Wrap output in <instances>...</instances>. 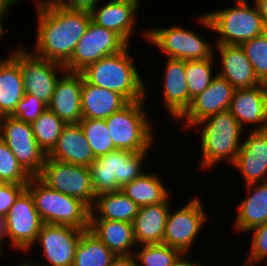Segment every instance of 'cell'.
Returning a JSON list of instances; mask_svg holds the SVG:
<instances>
[{"instance_id":"obj_42","label":"cell","mask_w":267,"mask_h":266,"mask_svg":"<svg viewBox=\"0 0 267 266\" xmlns=\"http://www.w3.org/2000/svg\"><path fill=\"white\" fill-rule=\"evenodd\" d=\"M110 266H138L134 255L116 256Z\"/></svg>"},{"instance_id":"obj_16","label":"cell","mask_w":267,"mask_h":266,"mask_svg":"<svg viewBox=\"0 0 267 266\" xmlns=\"http://www.w3.org/2000/svg\"><path fill=\"white\" fill-rule=\"evenodd\" d=\"M235 88L223 77L216 74L211 84L194 97L189 108L177 120L183 126L192 128L196 123L218 112L229 110Z\"/></svg>"},{"instance_id":"obj_8","label":"cell","mask_w":267,"mask_h":266,"mask_svg":"<svg viewBox=\"0 0 267 266\" xmlns=\"http://www.w3.org/2000/svg\"><path fill=\"white\" fill-rule=\"evenodd\" d=\"M182 26L149 27L142 34L149 44L162 51V54H166V58L184 61L210 58L214 54V44L193 30Z\"/></svg>"},{"instance_id":"obj_17","label":"cell","mask_w":267,"mask_h":266,"mask_svg":"<svg viewBox=\"0 0 267 266\" xmlns=\"http://www.w3.org/2000/svg\"><path fill=\"white\" fill-rule=\"evenodd\" d=\"M232 164L239 170L244 184L267 182V129L249 130ZM261 180V181H260Z\"/></svg>"},{"instance_id":"obj_20","label":"cell","mask_w":267,"mask_h":266,"mask_svg":"<svg viewBox=\"0 0 267 266\" xmlns=\"http://www.w3.org/2000/svg\"><path fill=\"white\" fill-rule=\"evenodd\" d=\"M56 82L48 109L65 124H78L82 120L81 89L83 76L80 72L65 71Z\"/></svg>"},{"instance_id":"obj_18","label":"cell","mask_w":267,"mask_h":266,"mask_svg":"<svg viewBox=\"0 0 267 266\" xmlns=\"http://www.w3.org/2000/svg\"><path fill=\"white\" fill-rule=\"evenodd\" d=\"M139 0H110L103 6L96 4L89 12L91 21L118 34L128 45L136 33ZM98 6V7H97Z\"/></svg>"},{"instance_id":"obj_34","label":"cell","mask_w":267,"mask_h":266,"mask_svg":"<svg viewBox=\"0 0 267 266\" xmlns=\"http://www.w3.org/2000/svg\"><path fill=\"white\" fill-rule=\"evenodd\" d=\"M79 125L95 158L115 150L105 119H82Z\"/></svg>"},{"instance_id":"obj_47","label":"cell","mask_w":267,"mask_h":266,"mask_svg":"<svg viewBox=\"0 0 267 266\" xmlns=\"http://www.w3.org/2000/svg\"><path fill=\"white\" fill-rule=\"evenodd\" d=\"M7 12H0V38H3L4 33L6 32L5 26H3V21H5Z\"/></svg>"},{"instance_id":"obj_25","label":"cell","mask_w":267,"mask_h":266,"mask_svg":"<svg viewBox=\"0 0 267 266\" xmlns=\"http://www.w3.org/2000/svg\"><path fill=\"white\" fill-rule=\"evenodd\" d=\"M170 198L157 205L140 206L133 221L134 238L137 245L163 243Z\"/></svg>"},{"instance_id":"obj_22","label":"cell","mask_w":267,"mask_h":266,"mask_svg":"<svg viewBox=\"0 0 267 266\" xmlns=\"http://www.w3.org/2000/svg\"><path fill=\"white\" fill-rule=\"evenodd\" d=\"M214 54L219 53L218 75L227 80L235 89L251 88L262 83L256 77L252 64L240 45L215 44ZM217 48V49H216Z\"/></svg>"},{"instance_id":"obj_31","label":"cell","mask_w":267,"mask_h":266,"mask_svg":"<svg viewBox=\"0 0 267 266\" xmlns=\"http://www.w3.org/2000/svg\"><path fill=\"white\" fill-rule=\"evenodd\" d=\"M115 257L116 255L88 229L80 237L73 266H110Z\"/></svg>"},{"instance_id":"obj_13","label":"cell","mask_w":267,"mask_h":266,"mask_svg":"<svg viewBox=\"0 0 267 266\" xmlns=\"http://www.w3.org/2000/svg\"><path fill=\"white\" fill-rule=\"evenodd\" d=\"M5 218L9 246L23 254L32 252L43 222L27 189L18 196Z\"/></svg>"},{"instance_id":"obj_43","label":"cell","mask_w":267,"mask_h":266,"mask_svg":"<svg viewBox=\"0 0 267 266\" xmlns=\"http://www.w3.org/2000/svg\"><path fill=\"white\" fill-rule=\"evenodd\" d=\"M187 256H188V253H181L176 258V260L173 262V264L171 266H204V265H201L200 259L199 260L197 259V261L195 262V261H193V259L190 260Z\"/></svg>"},{"instance_id":"obj_5","label":"cell","mask_w":267,"mask_h":266,"mask_svg":"<svg viewBox=\"0 0 267 266\" xmlns=\"http://www.w3.org/2000/svg\"><path fill=\"white\" fill-rule=\"evenodd\" d=\"M26 189L43 223L89 229L91 209L78 198L48 187L38 177H31Z\"/></svg>"},{"instance_id":"obj_9","label":"cell","mask_w":267,"mask_h":266,"mask_svg":"<svg viewBox=\"0 0 267 266\" xmlns=\"http://www.w3.org/2000/svg\"><path fill=\"white\" fill-rule=\"evenodd\" d=\"M37 177L48 187L78 198L90 209L95 203L96 195L93 191L89 167L56 161L47 156L42 171Z\"/></svg>"},{"instance_id":"obj_44","label":"cell","mask_w":267,"mask_h":266,"mask_svg":"<svg viewBox=\"0 0 267 266\" xmlns=\"http://www.w3.org/2000/svg\"><path fill=\"white\" fill-rule=\"evenodd\" d=\"M260 16L262 17L263 25L265 30L267 31V0H253Z\"/></svg>"},{"instance_id":"obj_26","label":"cell","mask_w":267,"mask_h":266,"mask_svg":"<svg viewBox=\"0 0 267 266\" xmlns=\"http://www.w3.org/2000/svg\"><path fill=\"white\" fill-rule=\"evenodd\" d=\"M89 230L116 256L133 255L138 247L133 223L115 220H90Z\"/></svg>"},{"instance_id":"obj_24","label":"cell","mask_w":267,"mask_h":266,"mask_svg":"<svg viewBox=\"0 0 267 266\" xmlns=\"http://www.w3.org/2000/svg\"><path fill=\"white\" fill-rule=\"evenodd\" d=\"M247 196L236 208L234 230L242 234L267 222V182L246 185Z\"/></svg>"},{"instance_id":"obj_41","label":"cell","mask_w":267,"mask_h":266,"mask_svg":"<svg viewBox=\"0 0 267 266\" xmlns=\"http://www.w3.org/2000/svg\"><path fill=\"white\" fill-rule=\"evenodd\" d=\"M53 4L67 9L90 10L101 0H50Z\"/></svg>"},{"instance_id":"obj_27","label":"cell","mask_w":267,"mask_h":266,"mask_svg":"<svg viewBox=\"0 0 267 266\" xmlns=\"http://www.w3.org/2000/svg\"><path fill=\"white\" fill-rule=\"evenodd\" d=\"M81 98L82 119H106L129 103L119 93L87 83L84 79Z\"/></svg>"},{"instance_id":"obj_6","label":"cell","mask_w":267,"mask_h":266,"mask_svg":"<svg viewBox=\"0 0 267 266\" xmlns=\"http://www.w3.org/2000/svg\"><path fill=\"white\" fill-rule=\"evenodd\" d=\"M146 99L147 97L140 101L129 102L105 119L115 149L131 152L153 149L155 131L145 108Z\"/></svg>"},{"instance_id":"obj_48","label":"cell","mask_w":267,"mask_h":266,"mask_svg":"<svg viewBox=\"0 0 267 266\" xmlns=\"http://www.w3.org/2000/svg\"><path fill=\"white\" fill-rule=\"evenodd\" d=\"M21 262L20 264H18L19 266H35L33 263H30L28 260L27 261L23 260Z\"/></svg>"},{"instance_id":"obj_28","label":"cell","mask_w":267,"mask_h":266,"mask_svg":"<svg viewBox=\"0 0 267 266\" xmlns=\"http://www.w3.org/2000/svg\"><path fill=\"white\" fill-rule=\"evenodd\" d=\"M24 94L18 62L11 55L0 58V117L11 116Z\"/></svg>"},{"instance_id":"obj_39","label":"cell","mask_w":267,"mask_h":266,"mask_svg":"<svg viewBox=\"0 0 267 266\" xmlns=\"http://www.w3.org/2000/svg\"><path fill=\"white\" fill-rule=\"evenodd\" d=\"M252 232L251 247L245 261L259 264L263 260L267 261V222L248 231ZM267 263V262H266Z\"/></svg>"},{"instance_id":"obj_45","label":"cell","mask_w":267,"mask_h":266,"mask_svg":"<svg viewBox=\"0 0 267 266\" xmlns=\"http://www.w3.org/2000/svg\"><path fill=\"white\" fill-rule=\"evenodd\" d=\"M5 216L0 214V257L5 256V250L3 248V241L7 239L6 237V220Z\"/></svg>"},{"instance_id":"obj_21","label":"cell","mask_w":267,"mask_h":266,"mask_svg":"<svg viewBox=\"0 0 267 266\" xmlns=\"http://www.w3.org/2000/svg\"><path fill=\"white\" fill-rule=\"evenodd\" d=\"M162 77L163 106L171 118L178 120L189 108L186 61L167 58Z\"/></svg>"},{"instance_id":"obj_30","label":"cell","mask_w":267,"mask_h":266,"mask_svg":"<svg viewBox=\"0 0 267 266\" xmlns=\"http://www.w3.org/2000/svg\"><path fill=\"white\" fill-rule=\"evenodd\" d=\"M153 172H144L121 188V191L139 207L157 205L172 196L169 194L168 187L163 183L162 177Z\"/></svg>"},{"instance_id":"obj_29","label":"cell","mask_w":267,"mask_h":266,"mask_svg":"<svg viewBox=\"0 0 267 266\" xmlns=\"http://www.w3.org/2000/svg\"><path fill=\"white\" fill-rule=\"evenodd\" d=\"M139 206L121 190L96 196L90 220H115L133 223Z\"/></svg>"},{"instance_id":"obj_35","label":"cell","mask_w":267,"mask_h":266,"mask_svg":"<svg viewBox=\"0 0 267 266\" xmlns=\"http://www.w3.org/2000/svg\"><path fill=\"white\" fill-rule=\"evenodd\" d=\"M134 251L138 266H171L181 252L164 243L142 244Z\"/></svg>"},{"instance_id":"obj_1","label":"cell","mask_w":267,"mask_h":266,"mask_svg":"<svg viewBox=\"0 0 267 266\" xmlns=\"http://www.w3.org/2000/svg\"><path fill=\"white\" fill-rule=\"evenodd\" d=\"M36 1L35 55L65 65L84 35L91 15L88 10L67 9L50 0Z\"/></svg>"},{"instance_id":"obj_38","label":"cell","mask_w":267,"mask_h":266,"mask_svg":"<svg viewBox=\"0 0 267 266\" xmlns=\"http://www.w3.org/2000/svg\"><path fill=\"white\" fill-rule=\"evenodd\" d=\"M46 109H48V105L39 98L31 94H24L11 116L32 124Z\"/></svg>"},{"instance_id":"obj_12","label":"cell","mask_w":267,"mask_h":266,"mask_svg":"<svg viewBox=\"0 0 267 266\" xmlns=\"http://www.w3.org/2000/svg\"><path fill=\"white\" fill-rule=\"evenodd\" d=\"M0 138L31 177H37L41 173L47 155L36 142L31 124L12 116H2Z\"/></svg>"},{"instance_id":"obj_3","label":"cell","mask_w":267,"mask_h":266,"mask_svg":"<svg viewBox=\"0 0 267 266\" xmlns=\"http://www.w3.org/2000/svg\"><path fill=\"white\" fill-rule=\"evenodd\" d=\"M193 128L200 130L201 169H213L224 160L230 165L235 162L246 132L229 110L213 114Z\"/></svg>"},{"instance_id":"obj_19","label":"cell","mask_w":267,"mask_h":266,"mask_svg":"<svg viewBox=\"0 0 267 266\" xmlns=\"http://www.w3.org/2000/svg\"><path fill=\"white\" fill-rule=\"evenodd\" d=\"M229 111L244 130L250 125L252 130L267 129V84L235 89Z\"/></svg>"},{"instance_id":"obj_23","label":"cell","mask_w":267,"mask_h":266,"mask_svg":"<svg viewBox=\"0 0 267 266\" xmlns=\"http://www.w3.org/2000/svg\"><path fill=\"white\" fill-rule=\"evenodd\" d=\"M47 156L56 161L86 167H89L95 160L79 123L66 124L63 127L56 146Z\"/></svg>"},{"instance_id":"obj_49","label":"cell","mask_w":267,"mask_h":266,"mask_svg":"<svg viewBox=\"0 0 267 266\" xmlns=\"http://www.w3.org/2000/svg\"><path fill=\"white\" fill-rule=\"evenodd\" d=\"M242 264H243V265H241V266H257V265H259V264H255V263L247 262V261H245V260H244V262H243Z\"/></svg>"},{"instance_id":"obj_14","label":"cell","mask_w":267,"mask_h":266,"mask_svg":"<svg viewBox=\"0 0 267 266\" xmlns=\"http://www.w3.org/2000/svg\"><path fill=\"white\" fill-rule=\"evenodd\" d=\"M127 45L114 31L90 21L84 35L76 44L70 60L64 67L69 72H80L100 58L119 53Z\"/></svg>"},{"instance_id":"obj_33","label":"cell","mask_w":267,"mask_h":266,"mask_svg":"<svg viewBox=\"0 0 267 266\" xmlns=\"http://www.w3.org/2000/svg\"><path fill=\"white\" fill-rule=\"evenodd\" d=\"M216 55L205 60L186 61V82L189 91V106L194 97L201 94L210 84L216 74L213 75V64L216 63Z\"/></svg>"},{"instance_id":"obj_4","label":"cell","mask_w":267,"mask_h":266,"mask_svg":"<svg viewBox=\"0 0 267 266\" xmlns=\"http://www.w3.org/2000/svg\"><path fill=\"white\" fill-rule=\"evenodd\" d=\"M234 1L236 5L233 7L213 10L195 19L199 26L219 34L214 38V44L241 45L266 31L254 2L250 7L247 0Z\"/></svg>"},{"instance_id":"obj_40","label":"cell","mask_w":267,"mask_h":266,"mask_svg":"<svg viewBox=\"0 0 267 266\" xmlns=\"http://www.w3.org/2000/svg\"><path fill=\"white\" fill-rule=\"evenodd\" d=\"M26 189V185L0 182V214L6 216L18 196Z\"/></svg>"},{"instance_id":"obj_10","label":"cell","mask_w":267,"mask_h":266,"mask_svg":"<svg viewBox=\"0 0 267 266\" xmlns=\"http://www.w3.org/2000/svg\"><path fill=\"white\" fill-rule=\"evenodd\" d=\"M9 55L19 64L25 94L34 95L48 105L60 77L57 73L66 71L64 65L39 57L25 46L15 48Z\"/></svg>"},{"instance_id":"obj_15","label":"cell","mask_w":267,"mask_h":266,"mask_svg":"<svg viewBox=\"0 0 267 266\" xmlns=\"http://www.w3.org/2000/svg\"><path fill=\"white\" fill-rule=\"evenodd\" d=\"M84 231L70 226L43 223L34 246L40 245L41 255L46 261H28L35 266H73L76 248Z\"/></svg>"},{"instance_id":"obj_32","label":"cell","mask_w":267,"mask_h":266,"mask_svg":"<svg viewBox=\"0 0 267 266\" xmlns=\"http://www.w3.org/2000/svg\"><path fill=\"white\" fill-rule=\"evenodd\" d=\"M66 124L51 110L46 109L31 126L39 147L48 155L56 146Z\"/></svg>"},{"instance_id":"obj_46","label":"cell","mask_w":267,"mask_h":266,"mask_svg":"<svg viewBox=\"0 0 267 266\" xmlns=\"http://www.w3.org/2000/svg\"><path fill=\"white\" fill-rule=\"evenodd\" d=\"M20 0H0V12H8ZM10 8V9H9Z\"/></svg>"},{"instance_id":"obj_2","label":"cell","mask_w":267,"mask_h":266,"mask_svg":"<svg viewBox=\"0 0 267 266\" xmlns=\"http://www.w3.org/2000/svg\"><path fill=\"white\" fill-rule=\"evenodd\" d=\"M131 45L119 53L100 58L87 65L80 73L83 79L95 86L115 91L128 102L140 101L148 95L146 81L133 61Z\"/></svg>"},{"instance_id":"obj_7","label":"cell","mask_w":267,"mask_h":266,"mask_svg":"<svg viewBox=\"0 0 267 266\" xmlns=\"http://www.w3.org/2000/svg\"><path fill=\"white\" fill-rule=\"evenodd\" d=\"M149 152L115 149L96 157L89 166L95 195L121 190L125 184L141 176L146 172L144 166Z\"/></svg>"},{"instance_id":"obj_36","label":"cell","mask_w":267,"mask_h":266,"mask_svg":"<svg viewBox=\"0 0 267 266\" xmlns=\"http://www.w3.org/2000/svg\"><path fill=\"white\" fill-rule=\"evenodd\" d=\"M261 83L267 84V31L240 45Z\"/></svg>"},{"instance_id":"obj_11","label":"cell","mask_w":267,"mask_h":266,"mask_svg":"<svg viewBox=\"0 0 267 266\" xmlns=\"http://www.w3.org/2000/svg\"><path fill=\"white\" fill-rule=\"evenodd\" d=\"M202 202L199 196H194L177 210L172 211L170 207L163 237L164 244L181 253H190L199 232L204 230L209 219Z\"/></svg>"},{"instance_id":"obj_37","label":"cell","mask_w":267,"mask_h":266,"mask_svg":"<svg viewBox=\"0 0 267 266\" xmlns=\"http://www.w3.org/2000/svg\"><path fill=\"white\" fill-rule=\"evenodd\" d=\"M31 176L18 163L6 143L0 138V182L27 185Z\"/></svg>"}]
</instances>
